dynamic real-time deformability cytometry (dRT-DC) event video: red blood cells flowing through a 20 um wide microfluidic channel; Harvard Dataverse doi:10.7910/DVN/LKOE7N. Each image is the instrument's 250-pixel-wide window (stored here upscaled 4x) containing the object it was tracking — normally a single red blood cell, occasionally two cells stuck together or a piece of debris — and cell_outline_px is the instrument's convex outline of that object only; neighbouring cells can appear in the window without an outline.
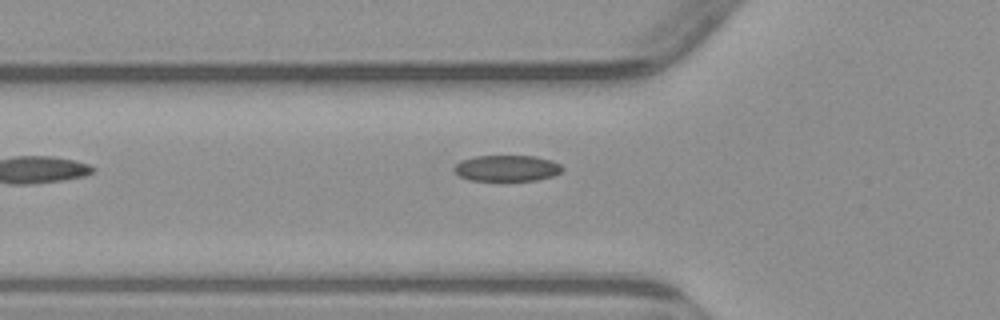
{"species": "common noctule bat (a hibernating species)", "species_latin": "Nyctalus noctula", "temperature_condition": "warm", "stored_images_in_passage": 6, "camera_frame_rate_fps": 3000, "um_per_image_px": 0.085, "animal": {"sex": "male", "body_mass_g": 23.1, "forearm_length_mm": 52.7}, "frame": {"image": 1, "passage_image": 6, "time_ms": 6.0, "image_size_px": [1000, 320], "cell_outline_px": [[564, 168], [560, 172], [552, 176], [536, 180], [468, 180], [460, 176], [452, 168], [460, 160], [476, 156], [536, 156], [552, 160], [560, 164]], "centroid_in_image_um": [43.08, 14.29], "position_along_channel_um": 82.7, "area_um2": 16.42}}